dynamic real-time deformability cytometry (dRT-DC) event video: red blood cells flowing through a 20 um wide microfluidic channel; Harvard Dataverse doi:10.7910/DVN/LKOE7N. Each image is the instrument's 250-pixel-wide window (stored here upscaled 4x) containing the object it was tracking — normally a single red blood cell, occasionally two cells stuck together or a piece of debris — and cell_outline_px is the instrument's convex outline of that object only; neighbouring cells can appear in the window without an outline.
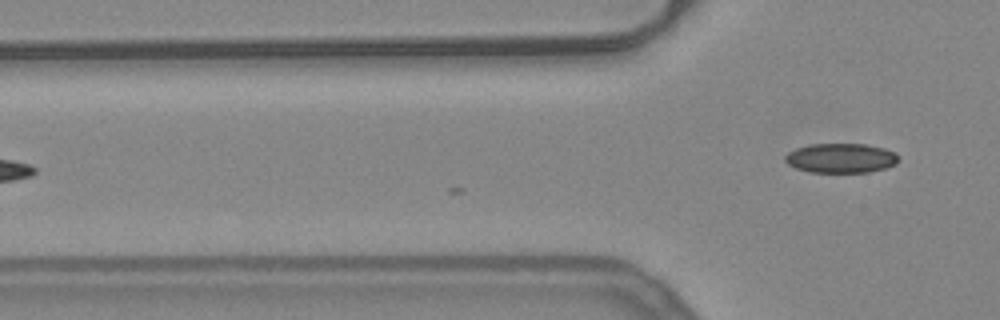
{"species": "common noctule bat (a hibernating species)", "species_latin": "Nyctalus noctula", "temperature_condition": "warm", "stored_images_in_passage": 4, "camera_frame_rate_fps": 3000, "um_per_image_px": 0.085, "animal": {"sex": "female", "body_mass_g": 24.6, "forearm_length_mm": 56.2}, "frame": {"image": 1, "passage_image": 4, "time_ms": 1.0, "image_size_px": [1000, 320], "cell_outline_px": [[896, 164], [884, 168], [868, 172], [808, 172], [796, 168], [788, 164], [784, 160], [784, 156], [788, 152], [796, 148], [808, 144], [864, 144], [884, 148], [896, 152]], "centroid_in_image_um": [71.43, 13.43], "position_along_channel_um": 54.4, "area_um2": 19.48}}